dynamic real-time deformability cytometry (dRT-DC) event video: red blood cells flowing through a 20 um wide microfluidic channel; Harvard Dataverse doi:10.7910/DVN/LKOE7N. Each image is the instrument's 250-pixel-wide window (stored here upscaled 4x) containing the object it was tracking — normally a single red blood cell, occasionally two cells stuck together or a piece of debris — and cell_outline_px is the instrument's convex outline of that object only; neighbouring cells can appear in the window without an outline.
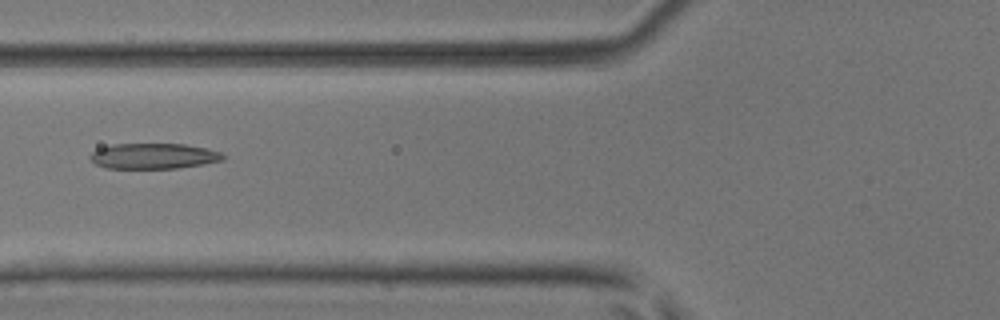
{"species": "common noctule bat (a hibernating species)", "species_latin": "Nyctalus noctula", "temperature_condition": "room temperature", "stored_images_in_passage": 7, "camera_frame_rate_fps": 3000, "um_per_image_px": 0.085, "animal": {"sex": "male", "body_mass_g": 17.9, "forearm_length_mm": 54.2}, "frame": {"image": 1, "passage_image": 5, "time_ms": 1.333, "image_size_px": [1000, 320], "cell_outline_px": [[224, 160], [204, 164], [180, 168], [104, 168], [96, 164], [88, 156], [96, 148], [112, 144], [184, 144], [208, 148], [220, 152], [224, 156]], "centroid_in_image_um": [13.04, 13.26], "position_along_channel_um": 112.8, "area_um2": 19.94}}
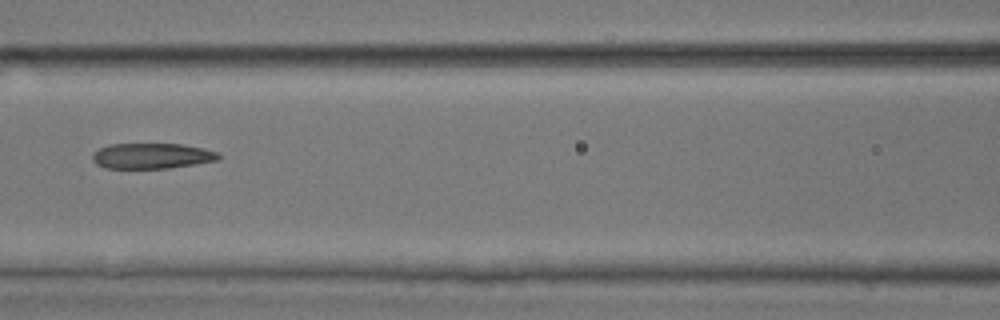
{"frame": {"image": 2, "passage_image": 6, "time_ms": 1.667, "image_size_px": [1000, 320], "cell_outline_px": [[220, 156], [216, 160], [168, 168], [104, 168], [96, 164], [92, 160], [92, 156], [100, 148], [108, 144], [180, 144], [204, 148], [216, 152]], "centroid_in_image_um": [12.86, 13.25], "position_along_channel_um": 153.7, "area_um2": 18.5}}
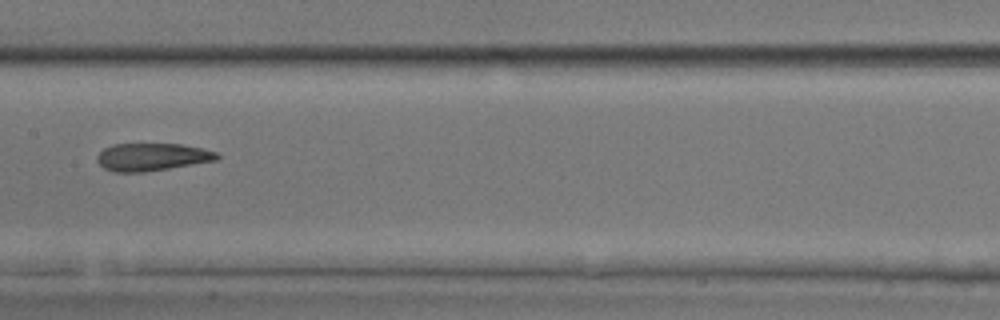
{"frame": {"image": 3, "passage_image": 7, "time_ms": 2.0, "image_size_px": [1000, 320], "cell_outline_px": [[220, 156], [216, 160], [144, 172], [112, 172], [104, 168], [96, 160], [96, 156], [104, 148], [112, 144], [180, 144], [200, 148], [216, 152]], "centroid_in_image_um": [12.86, 13.34], "position_along_channel_um": 194.5, "area_um2": 19.13}}